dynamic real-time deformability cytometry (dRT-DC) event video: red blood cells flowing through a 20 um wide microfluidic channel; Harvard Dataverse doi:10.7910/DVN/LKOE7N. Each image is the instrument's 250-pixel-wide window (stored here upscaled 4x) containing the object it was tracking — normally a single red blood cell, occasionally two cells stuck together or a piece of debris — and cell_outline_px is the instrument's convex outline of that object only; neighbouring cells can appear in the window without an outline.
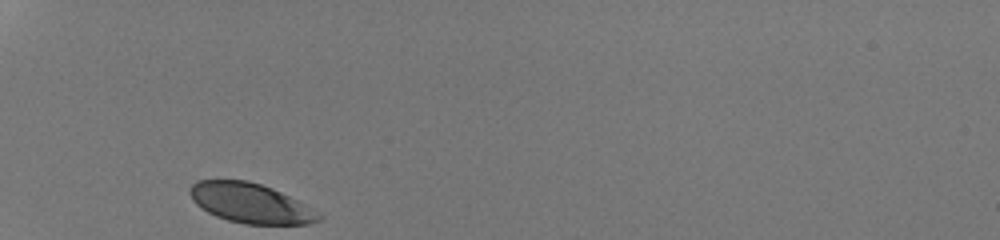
{"species": "human", "species_latin": "Homo sapiens", "temperature_condition": "room temperature", "stored_images_in_passage": 27, "camera_frame_rate_fps": 3000, "um_per_image_px": 0.085, "donor": {"sex": "male"}, "frame": {"image": 1, "passage_image": 1, "time_ms": 0.0, "image_size_px": [1000, 240], "cell_outline_px": [[324, 220], [308, 224], [244, 224], [228, 220], [216, 216], [200, 208], [192, 200], [188, 192], [188, 188], [196, 180], [248, 180], [272, 188], [296, 200], [324, 216]], "centroid_in_image_um": [21.26, 17.27], "position_along_channel_um": 63.7, "area_um2": 29.88}}
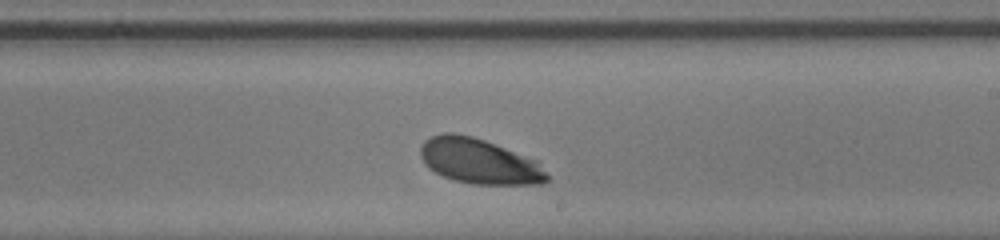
{"frame": {"image": 2, "passage_image": 16, "time_ms": 5.0, "image_size_px": [1000, 240], "cell_outline_px": [[548, 180], [544, 184], [476, 184], [456, 180], [444, 176], [428, 168], [424, 164], [420, 156], [420, 144], [424, 140], [432, 136], [444, 132], [452, 132], [472, 136], [484, 140], [540, 160], [548, 176]], "centroid_in_image_um": [40.76, 13.69], "position_along_channel_um": 248.2, "area_um2": 33.64}}
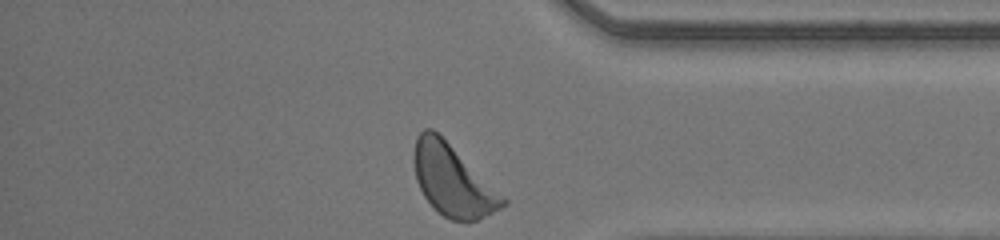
{"frame": {"image": 3, "passage_image": 27, "time_ms": 8.667, "image_size_px": [1000, 240], "cell_outline_px": [[508, 204], [476, 220], [452, 220], [444, 216], [424, 196], [416, 180], [412, 160], [412, 156], [416, 136], [424, 128], [432, 128], [504, 196], [508, 200]], "centroid_in_image_um": [38.44, 15.31], "position_along_channel_um": 396.8, "area_um2": 36.07}, "authors_computed_cell_mechanics": {"area_um2": 33.235, "velocity_mm_per_s": 4.1737, "shape_relaxation_time_tau1_ms": 1.5476, "shape_relaxation_time_tau2_ms": null, "deformation_change_tau1": 0.1037, "deformation_change_tau2": null}}